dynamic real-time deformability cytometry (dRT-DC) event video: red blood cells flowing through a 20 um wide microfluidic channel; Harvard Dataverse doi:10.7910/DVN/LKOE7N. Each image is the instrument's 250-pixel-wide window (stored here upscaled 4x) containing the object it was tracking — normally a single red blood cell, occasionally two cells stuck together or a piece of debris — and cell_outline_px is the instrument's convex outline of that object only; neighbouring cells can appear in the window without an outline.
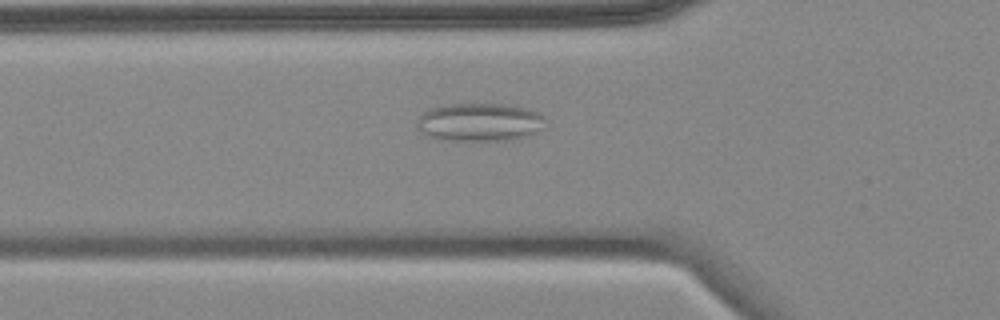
{"species": "common noctule bat (a hibernating species)", "species_latin": "Nyctalus noctula", "temperature_condition": "cold", "stored_images_in_passage": 6, "camera_frame_rate_fps": 3000, "um_per_image_px": 0.085, "animal": {"sex": "female", "body_mass_g": 18.4}, "frame": {"image": 1, "passage_image": 6, "time_ms": 6.0, "image_size_px": [1000, 320], "cell_outline_px": [[544, 116], [536, 128], [528, 136], [508, 140], [448, 140], [432, 136], [416, 128], [416, 120], [424, 112], [432, 108], [448, 104], [508, 104], [540, 112]], "centroid_in_image_um": [40.71, 10.37], "position_along_channel_um": 85.1, "area_um2": 27.86}}